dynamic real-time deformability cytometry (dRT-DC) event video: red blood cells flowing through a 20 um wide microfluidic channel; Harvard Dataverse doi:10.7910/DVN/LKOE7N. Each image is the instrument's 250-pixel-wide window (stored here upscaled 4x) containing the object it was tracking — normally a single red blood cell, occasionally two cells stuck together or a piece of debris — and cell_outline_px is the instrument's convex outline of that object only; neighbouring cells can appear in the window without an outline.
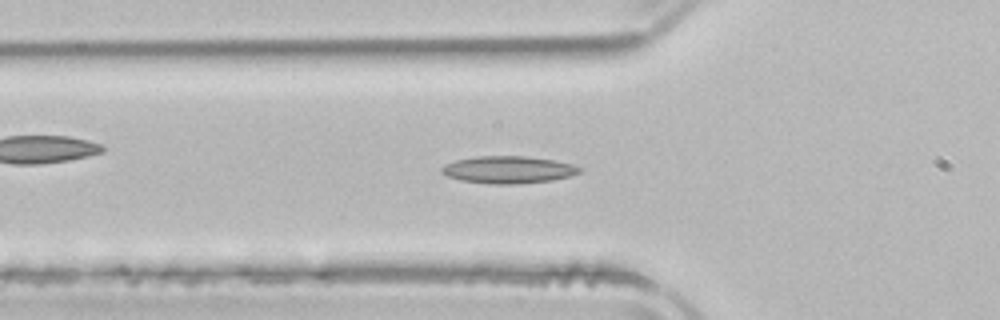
{"species": "common noctule bat (a hibernating species)", "species_latin": "Nyctalus noctula", "temperature_condition": "room temperature", "stored_images_in_passage": 47, "camera_frame_rate_fps": 3000, "um_per_image_px": 0.085, "animal": {"sex": "male", "body_mass_g": 21.5, "forearm_length_mm": 52.0}, "frame": {"image": 1, "passage_image": 17, "time_ms": 5.333, "image_size_px": [1000, 320], "cell_outline_px": [[584, 168], [580, 172], [568, 176], [552, 180], [516, 184], [488, 184], [460, 180], [448, 176], [440, 172], [440, 168], [444, 164], [456, 160], [476, 156], [524, 156], [552, 160], [572, 164]], "centroid_in_image_um": [43.17, 14.43], "position_along_channel_um": 82.6, "area_um2": 21.91}}
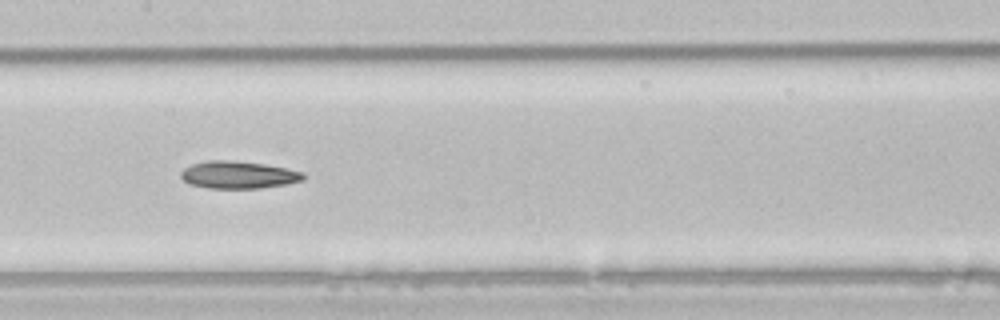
{"frame": {"image": 2, "passage_image": 25, "time_ms": 8.0, "image_size_px": [1000, 320], "cell_outline_px": [[304, 180], [288, 184], [260, 188], [208, 188], [188, 184], [180, 176], [180, 172], [184, 168], [192, 164], [208, 160], [232, 160], [264, 164], [304, 172]], "centroid_in_image_um": [20.24, 14.86], "position_along_channel_um": 187.2, "area_um2": 19.59}}
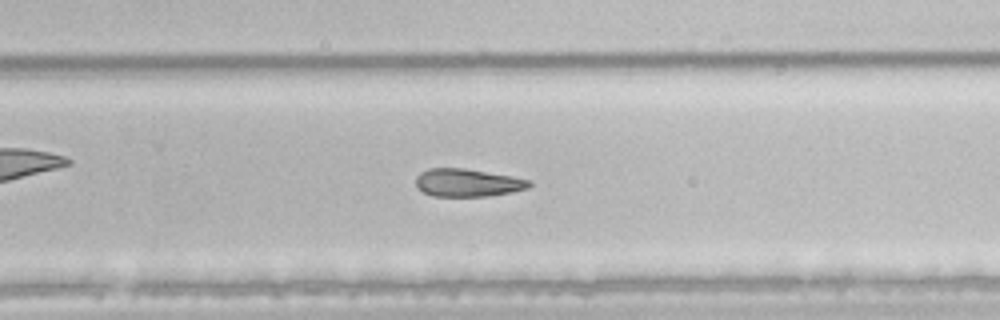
{"frame": {"image": 3, "passage_image": 33, "time_ms": 10.667, "image_size_px": [1000, 320], "cell_outline_px": [[532, 184], [528, 188], [512, 192], [488, 196], [432, 196], [424, 192], [416, 184], [416, 176], [420, 172], [428, 168], [464, 168], [512, 176], [532, 180]], "centroid_in_image_um": [39.77, 15.52], "position_along_channel_um": 290.0, "area_um2": 18.44}, "authors_computed_cell_mechanics": {"area_um2": 20.1722, "velocity_mm_per_s": 3.8853, "shape_relaxation_time_tau1_ms": null, "shape_relaxation_time_tau2_ms": 8.6125, "deformation_change_tau1": null, "deformation_change_tau2": 0.1934}}